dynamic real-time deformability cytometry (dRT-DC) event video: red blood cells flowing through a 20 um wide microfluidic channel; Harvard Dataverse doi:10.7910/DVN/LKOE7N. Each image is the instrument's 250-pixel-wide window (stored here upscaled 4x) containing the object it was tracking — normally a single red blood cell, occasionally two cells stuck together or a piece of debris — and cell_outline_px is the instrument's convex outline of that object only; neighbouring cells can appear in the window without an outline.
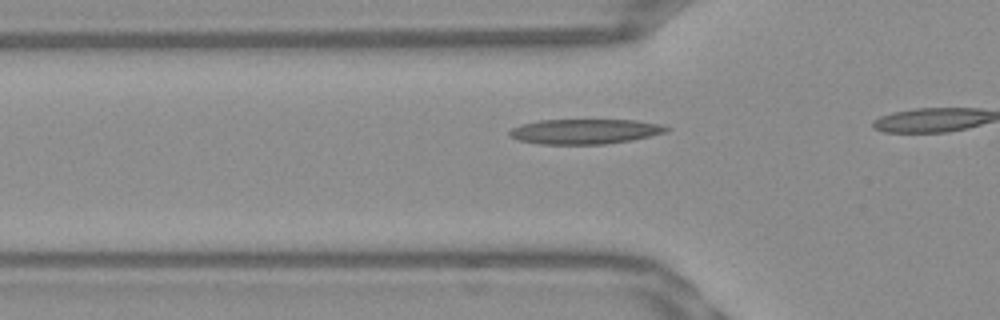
{"species": "Egyptian fruit bat (a non-hibernating species)", "species_latin": "Rousettus aegyptiacus", "temperature_condition": "warm", "stored_images_in_passage": 8, "camera_frame_rate_fps": 3000, "um_per_image_px": 0.085, "frame": {"image": 1, "passage_image": 3, "time_ms": 0.667, "image_size_px": [1000, 320], "cell_outline_px": [[672, 128], [664, 132], [632, 140], [604, 144], [540, 144], [516, 140], [508, 136], [508, 132], [512, 128], [520, 124], [540, 120], [636, 120], [660, 124]], "centroid_in_image_um": [49.66, 11.17], "position_along_channel_um": 76.1, "area_um2": 22.89}}
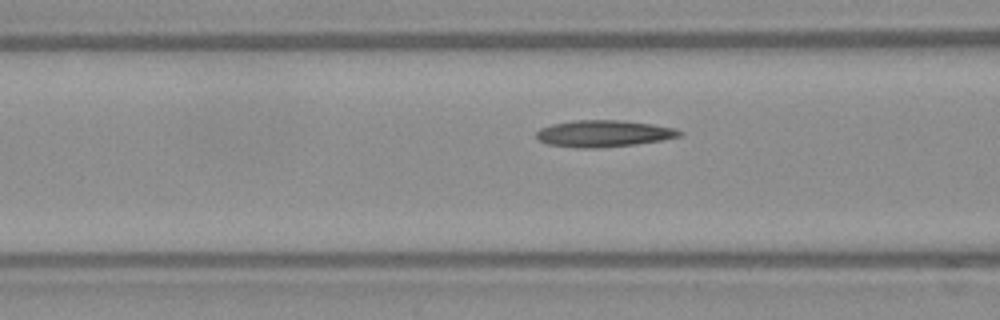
{"frame": {"image": 2, "passage_image": 6, "time_ms": 1.667, "image_size_px": [1000, 320], "cell_outline_px": [[684, 132], [680, 136], [664, 140], [636, 144], [596, 148], [576, 148], [548, 144], [540, 140], [536, 136], [536, 132], [540, 128], [552, 124], [572, 120], [616, 120], [652, 124], [676, 128]], "centroid_in_image_um": [51.32, 11.35], "position_along_channel_um": 115.3, "area_um2": 22.31}}